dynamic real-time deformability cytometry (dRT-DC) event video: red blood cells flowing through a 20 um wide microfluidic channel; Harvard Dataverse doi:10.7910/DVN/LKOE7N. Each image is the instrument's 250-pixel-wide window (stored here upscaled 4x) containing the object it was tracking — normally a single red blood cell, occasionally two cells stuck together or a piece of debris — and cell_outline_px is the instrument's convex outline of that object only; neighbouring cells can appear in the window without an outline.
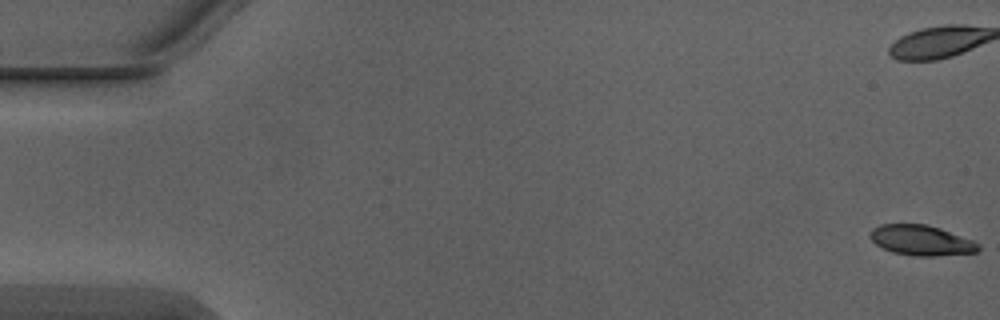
{"species": "Egyptian fruit bat (a non-hibernating species)", "species_latin": "Rousettus aegyptiacus", "temperature_condition": "warm", "stored_images_in_passage": 6, "camera_frame_rate_fps": 3000, "um_per_image_px": 0.085, "animal": {"sex": "male"}, "frame": {"image": 1, "passage_image": 1, "time_ms": 0.0, "image_size_px": [1000, 320], "cell_outline_px": [[980, 248], [976, 252], [936, 256], [916, 256], [892, 252], [876, 244], [868, 236], [868, 232], [872, 228], [880, 224], [928, 224], [940, 228], [972, 240], [980, 244]], "centroid_in_image_um": [78.28, 20.42], "position_along_channel_um": 6.7, "area_um2": 19.13}}
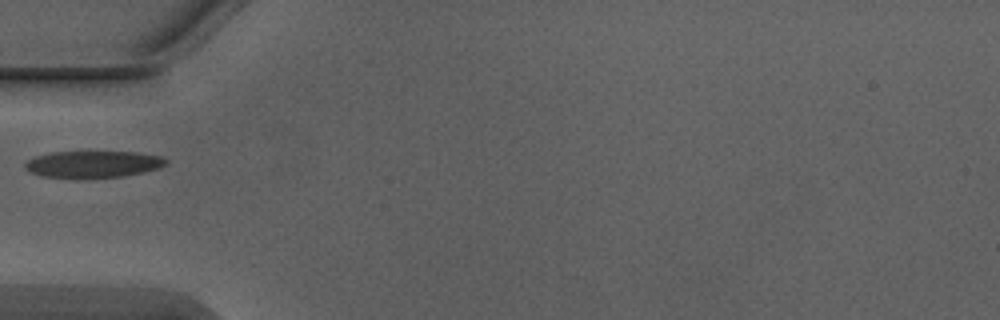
{"frame": {"image": 2, "passage_image": 6, "time_ms": 1.667, "image_size_px": [1000, 320], "cell_outline_px": [[168, 164], [160, 168], [124, 176], [80, 180], [76, 180], [40, 176], [28, 172], [24, 168], [24, 164], [28, 160], [36, 156], [52, 152], [136, 152], [164, 156], [168, 160]], "centroid_in_image_um": [7.9, 13.99], "position_along_channel_um": 77.1, "area_um2": 22.83}}